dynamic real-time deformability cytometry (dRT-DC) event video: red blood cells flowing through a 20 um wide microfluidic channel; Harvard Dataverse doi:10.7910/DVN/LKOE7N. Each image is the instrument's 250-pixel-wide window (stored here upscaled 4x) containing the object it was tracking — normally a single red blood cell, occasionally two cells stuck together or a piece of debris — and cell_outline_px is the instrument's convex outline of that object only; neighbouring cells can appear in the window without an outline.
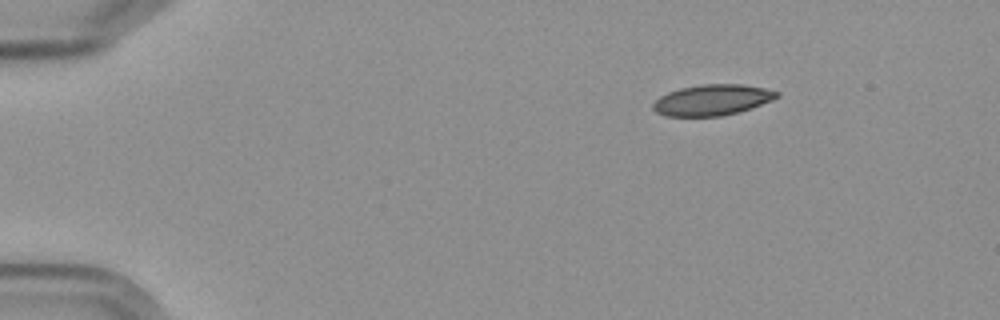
{"species": "Egyptian fruit bat (a non-hibernating species)", "species_latin": "Rousettus aegyptiacus", "temperature_condition": "cold", "stored_images_in_passage": 6, "camera_frame_rate_fps": 3000, "um_per_image_px": 0.085, "frame": {"image": 1, "passage_image": 1, "time_ms": 0.0, "image_size_px": [1000, 320], "cell_outline_px": [[780, 96], [772, 100], [752, 108], [720, 116], [664, 116], [656, 112], [652, 108], [652, 104], [660, 96], [668, 92], [680, 88], [700, 84], [744, 84], [764, 88], [780, 92]], "centroid_in_image_um": [60.54, 8.49], "position_along_channel_um": 24.5, "area_um2": 22.31}}
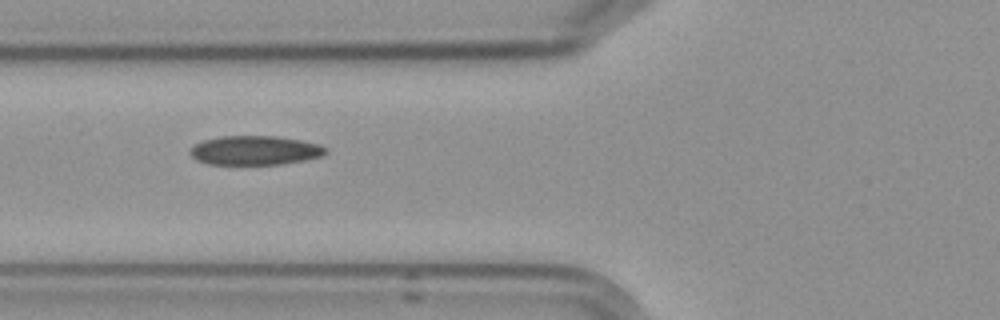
{"frame": {"image": 2, "passage_image": 5, "time_ms": 4.667, "image_size_px": [1000, 320], "cell_outline_px": [[328, 152], [324, 156], [304, 160], [280, 164], [208, 164], [196, 160], [188, 152], [188, 148], [204, 140], [220, 136], [276, 136], [300, 140], [320, 144], [328, 148]], "centroid_in_image_um": [21.68, 12.78], "position_along_channel_um": 104.1, "area_um2": 23.24}}
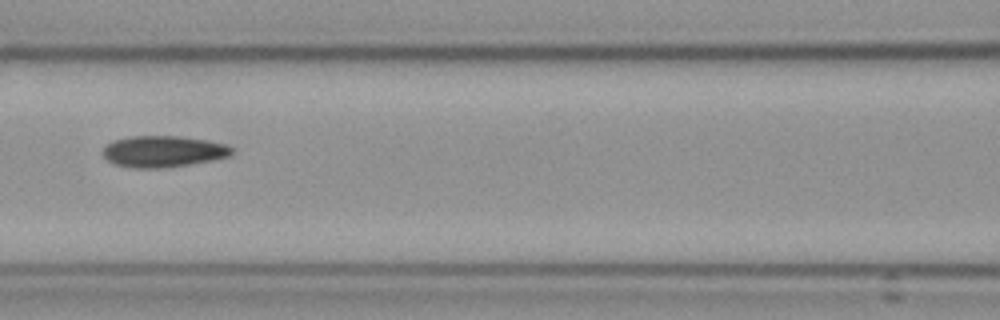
{"frame": {"image": 3, "passage_image": 6, "time_ms": 6.0, "image_size_px": [1000, 320], "cell_outline_px": [[232, 152], [228, 156], [188, 164], [160, 168], [132, 168], [112, 164], [100, 152], [112, 140], [132, 136], [180, 136], [208, 140], [224, 144], [232, 148]], "centroid_in_image_um": [13.79, 12.86], "position_along_channel_um": 152.8, "area_um2": 23.41}}